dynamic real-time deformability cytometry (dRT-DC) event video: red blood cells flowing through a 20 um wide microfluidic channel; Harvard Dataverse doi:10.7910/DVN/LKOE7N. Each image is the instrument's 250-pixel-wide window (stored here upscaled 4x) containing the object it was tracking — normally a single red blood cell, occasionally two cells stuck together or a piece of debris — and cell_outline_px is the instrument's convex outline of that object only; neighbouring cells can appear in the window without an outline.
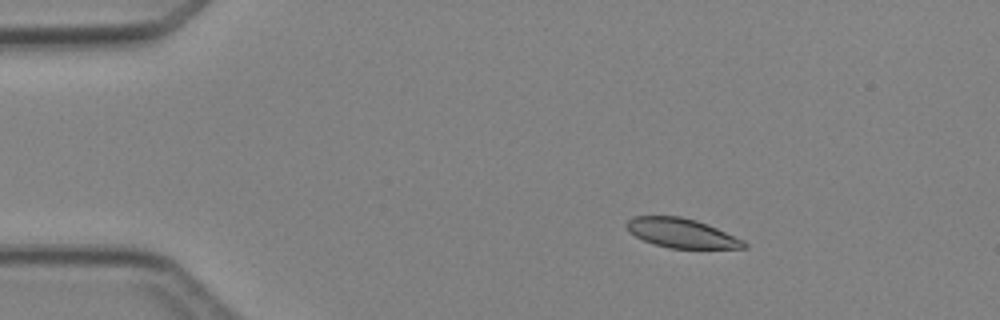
{"species": "Egyptian fruit bat (a non-hibernating species)", "species_latin": "Rousettus aegyptiacus", "temperature_condition": "cold", "stored_images_in_passage": 2, "camera_frame_rate_fps": 3000, "um_per_image_px": 0.085, "animal": {"sex": "female"}, "frame": {"image": 1, "passage_image": 1, "time_ms": 0.0, "image_size_px": [1000, 320], "cell_outline_px": [[748, 248], [668, 248], [652, 244], [628, 232], [624, 224], [632, 216], [680, 216], [696, 220], [716, 228], [744, 240], [748, 244]], "centroid_in_image_um": [57.9, 19.81], "position_along_channel_um": 27.1, "area_um2": 20.11}}